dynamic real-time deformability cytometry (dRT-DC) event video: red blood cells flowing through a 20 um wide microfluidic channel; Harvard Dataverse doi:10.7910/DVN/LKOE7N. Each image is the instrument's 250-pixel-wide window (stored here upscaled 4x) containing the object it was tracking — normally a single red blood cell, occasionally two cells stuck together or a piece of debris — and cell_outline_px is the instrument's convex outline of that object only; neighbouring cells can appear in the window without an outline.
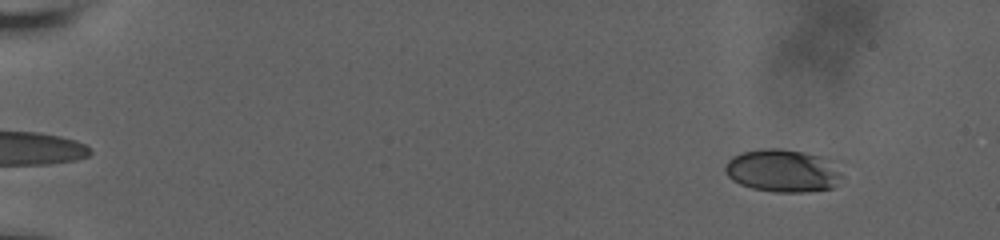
{"species": "human", "species_latin": "Homo sapiens", "temperature_condition": "room temperature", "stored_images_in_passage": 38, "camera_frame_rate_fps": 3000, "um_per_image_px": 0.085, "donor": {"sex": "male"}, "frame": {"image": 1, "passage_image": 1, "time_ms": 0.0, "image_size_px": [1000, 240], "cell_outline_px": [[844, 176], [832, 188], [804, 192], [776, 192], [752, 188], [740, 184], [732, 180], [724, 172], [724, 164], [732, 156], [740, 152], [764, 148], [780, 148], [804, 152], [820, 156], [840, 172]], "centroid_in_image_um": [66.45, 14.51], "position_along_channel_um": 18.5, "area_um2": 29.02}}
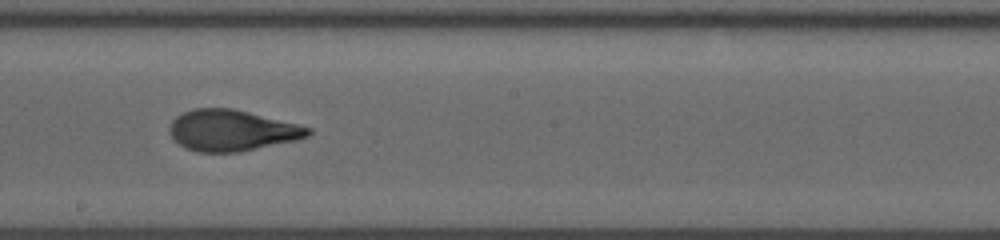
{"frame": {"image": 2, "passage_image": 23, "time_ms": 10.0, "image_size_px": [1000, 240], "cell_outline_px": [[312, 132], [308, 136], [296, 140], [240, 152], [196, 152], [184, 148], [168, 132], [168, 128], [172, 120], [176, 116], [184, 112], [196, 108], [232, 108], [312, 128]], "centroid_in_image_um": [19.67, 11.09], "position_along_channel_um": 228.5, "area_um2": 33.0}}
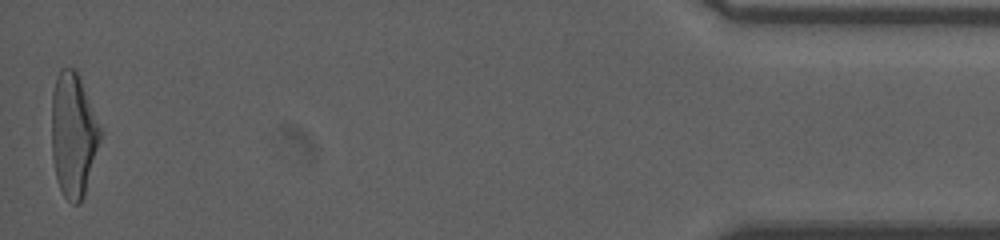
{"frame": {"image": 3, "passage_image": 38, "time_ms": 17.667, "image_size_px": [1000, 240], "cell_outline_px": [[104, 132], [84, 196], [80, 204], [72, 204], [64, 196], [56, 180], [52, 156], [52, 92], [56, 76], [60, 68], [72, 68], [80, 76]], "centroid_in_image_um": [6.26, 11.46], "position_along_channel_um": 428.9, "area_um2": 35.95}, "authors_computed_cell_mechanics": {"area_um2": 32.8304, "velocity_mm_per_s": 3.6753, "shape_relaxation_time_tau1_ms": 5.1882, "shape_relaxation_time_tau2_ms": 0.6838, "deformation_change_tau1": 0.1845, "deformation_change_tau2": 0.0699}}